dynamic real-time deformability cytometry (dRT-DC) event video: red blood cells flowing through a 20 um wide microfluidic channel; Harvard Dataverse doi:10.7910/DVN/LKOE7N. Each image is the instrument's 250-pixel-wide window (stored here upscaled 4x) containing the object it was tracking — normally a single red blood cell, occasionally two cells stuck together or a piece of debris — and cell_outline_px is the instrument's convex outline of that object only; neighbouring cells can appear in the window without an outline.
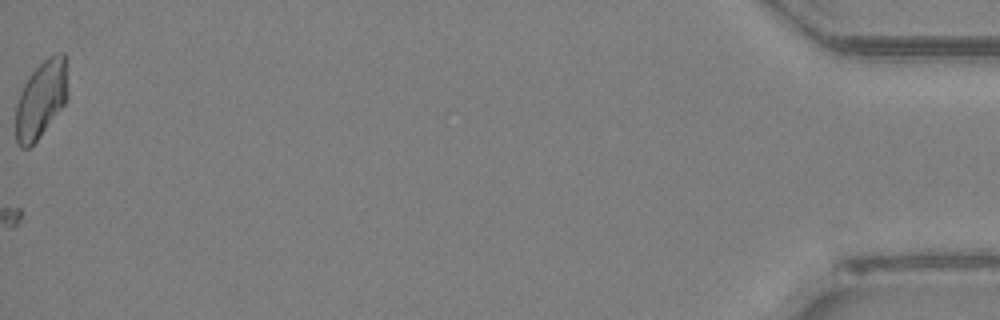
{"species": "Egyptian fruit bat (a non-hibernating species)", "species_latin": "Rousettus aegyptiacus", "temperature_condition": "room temperature", "stored_images_in_passage": 50, "camera_frame_rate_fps": 3000, "um_per_image_px": 0.085, "animal": {"sex": "female"}, "frame": {"image": 1, "passage_image": 50, "time_ms": 16.333, "image_size_px": [1000, 320], "cell_outline_px": [[68, 100], [40, 136], [28, 148], [20, 148], [16, 140], [16, 104], [20, 92], [28, 76], [52, 52], [64, 52], [68, 92]], "centroid_in_image_um": [3.5, 8.42], "position_along_channel_um": 431.7, "area_um2": 23.52}}